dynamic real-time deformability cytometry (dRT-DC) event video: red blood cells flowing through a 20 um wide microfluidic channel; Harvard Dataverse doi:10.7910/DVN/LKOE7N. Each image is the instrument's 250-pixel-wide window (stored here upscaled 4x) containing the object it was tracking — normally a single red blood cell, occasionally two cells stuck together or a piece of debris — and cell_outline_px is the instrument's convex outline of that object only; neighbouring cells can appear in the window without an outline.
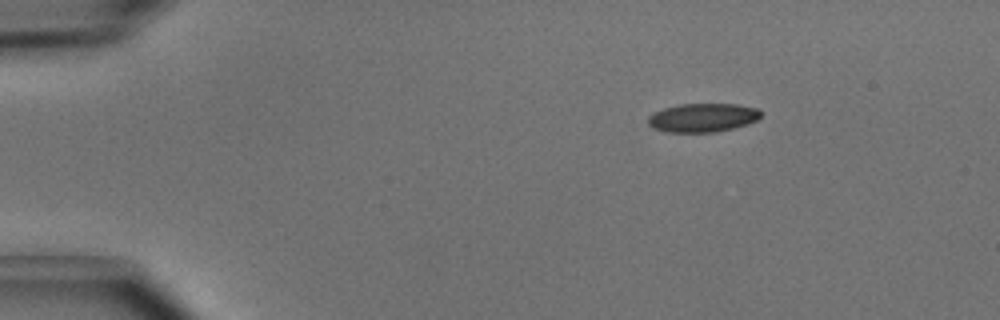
{"species": "common noctule bat (a hibernating species)", "species_latin": "Nyctalus noctula", "temperature_condition": "cold", "stored_images_in_passage": 43, "camera_frame_rate_fps": 3000, "um_per_image_px": 0.085, "animal": {"sex": "male", "body_mass_g": 15.6}, "frame": {"image": 1, "passage_image": 1, "time_ms": 0.0, "image_size_px": [1000, 320], "cell_outline_px": [[760, 116], [756, 120], [732, 128], [716, 132], [664, 132], [648, 124], [648, 116], [652, 112], [664, 108], [680, 104], [736, 104], [756, 108], [760, 112]], "centroid_in_image_um": [59.67, 10.0], "position_along_channel_um": 25.3, "area_um2": 18.67}}
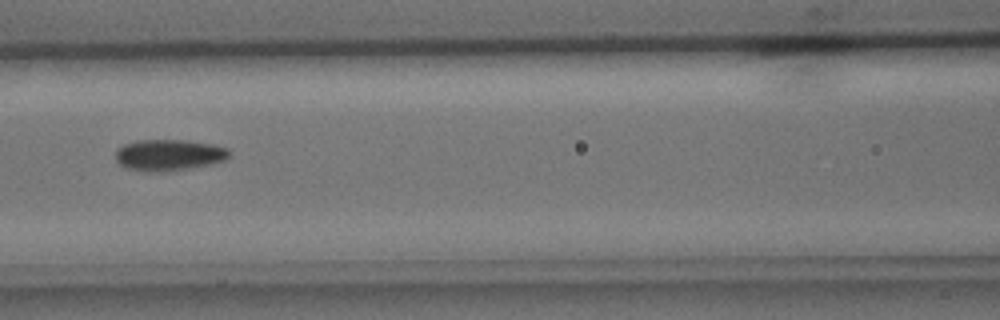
{"frame": {"image": 2, "passage_image": 16, "time_ms": 5.0, "image_size_px": [1000, 320], "cell_outline_px": [[232, 152], [224, 160], [212, 164], [160, 172], [152, 172], [128, 168], [120, 164], [116, 160], [116, 152], [124, 144], [136, 140], [188, 140], [216, 144], [228, 148]], "centroid_in_image_um": [14.4, 13.15], "position_along_channel_um": 152.2, "area_um2": 20.69}}
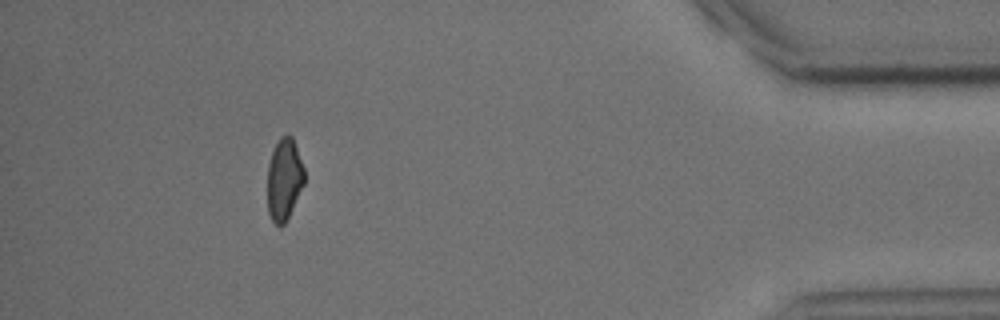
{"frame": {"image": 3, "passage_image": 39, "time_ms": 12.667, "image_size_px": [1000, 320], "cell_outline_px": [[304, 184], [284, 224], [276, 224], [272, 220], [268, 212], [268, 164], [272, 152], [280, 136], [288, 132], [292, 136], [304, 168]], "centroid_in_image_um": [24.15, 15.19], "position_along_channel_um": 411.0, "area_um2": 17.4}, "authors_computed_cell_mechanics": {"area_um2": 19.7676, "velocity_mm_per_s": 4.0353, "shape_relaxation_time_tau1_ms": 2.8802, "shape_relaxation_time_tau2_ms": null, "deformation_change_tau1": 0.0883, "deformation_change_tau2": null}}